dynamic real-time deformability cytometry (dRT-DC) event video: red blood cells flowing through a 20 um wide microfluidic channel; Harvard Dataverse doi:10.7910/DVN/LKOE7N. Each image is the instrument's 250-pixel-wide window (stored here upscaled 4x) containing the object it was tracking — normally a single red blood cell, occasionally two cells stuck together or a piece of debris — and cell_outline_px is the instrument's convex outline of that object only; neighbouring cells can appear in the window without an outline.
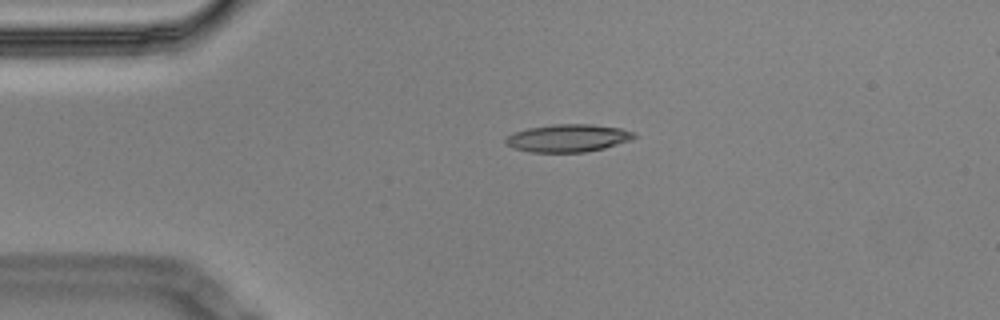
{"species": "Egyptian fruit bat (a non-hibernating species)", "species_latin": "Rousettus aegyptiacus", "temperature_condition": "cold", "stored_images_in_passage": 4, "camera_frame_rate_fps": 3000, "um_per_image_px": 0.085, "animal": {"sex": "male"}, "frame": {"image": 1, "passage_image": 3, "time_ms": 0.667, "image_size_px": [1000, 320], "cell_outline_px": [[636, 136], [632, 140], [604, 148], [584, 152], [532, 152], [512, 148], [504, 144], [504, 136], [512, 132], [528, 128], [552, 124], [592, 124], [620, 128], [636, 132]], "centroid_in_image_um": [48.24, 11.73], "position_along_channel_um": 36.8, "area_um2": 21.04}}